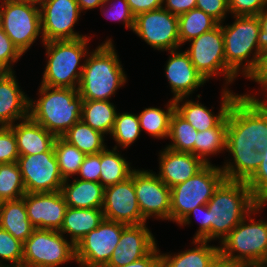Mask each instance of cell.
Segmentation results:
<instances>
[{
    "mask_svg": "<svg viewBox=\"0 0 267 267\" xmlns=\"http://www.w3.org/2000/svg\"><path fill=\"white\" fill-rule=\"evenodd\" d=\"M102 211L104 219L126 225H139L147 222L139 209L131 176L122 182L104 188Z\"/></svg>",
    "mask_w": 267,
    "mask_h": 267,
    "instance_id": "17",
    "label": "cell"
},
{
    "mask_svg": "<svg viewBox=\"0 0 267 267\" xmlns=\"http://www.w3.org/2000/svg\"><path fill=\"white\" fill-rule=\"evenodd\" d=\"M197 0H163L162 7L171 14L181 15L196 8Z\"/></svg>",
    "mask_w": 267,
    "mask_h": 267,
    "instance_id": "49",
    "label": "cell"
},
{
    "mask_svg": "<svg viewBox=\"0 0 267 267\" xmlns=\"http://www.w3.org/2000/svg\"><path fill=\"white\" fill-rule=\"evenodd\" d=\"M267 204V198L266 199H262L260 201L257 202V206L259 207V209L262 211V209L264 208V206Z\"/></svg>",
    "mask_w": 267,
    "mask_h": 267,
    "instance_id": "55",
    "label": "cell"
},
{
    "mask_svg": "<svg viewBox=\"0 0 267 267\" xmlns=\"http://www.w3.org/2000/svg\"><path fill=\"white\" fill-rule=\"evenodd\" d=\"M53 148L62 178L77 175L86 155L62 137H56Z\"/></svg>",
    "mask_w": 267,
    "mask_h": 267,
    "instance_id": "36",
    "label": "cell"
},
{
    "mask_svg": "<svg viewBox=\"0 0 267 267\" xmlns=\"http://www.w3.org/2000/svg\"><path fill=\"white\" fill-rule=\"evenodd\" d=\"M157 176L169 188L187 181L206 164L192 153L175 152L165 147L159 153Z\"/></svg>",
    "mask_w": 267,
    "mask_h": 267,
    "instance_id": "23",
    "label": "cell"
},
{
    "mask_svg": "<svg viewBox=\"0 0 267 267\" xmlns=\"http://www.w3.org/2000/svg\"><path fill=\"white\" fill-rule=\"evenodd\" d=\"M168 52L170 57L165 66V76L171 87L172 100L189 98L193 91L204 86L207 81L195 69L186 51L175 49Z\"/></svg>",
    "mask_w": 267,
    "mask_h": 267,
    "instance_id": "20",
    "label": "cell"
},
{
    "mask_svg": "<svg viewBox=\"0 0 267 267\" xmlns=\"http://www.w3.org/2000/svg\"><path fill=\"white\" fill-rule=\"evenodd\" d=\"M40 11L42 43L87 37L73 30L81 14L76 0H47Z\"/></svg>",
    "mask_w": 267,
    "mask_h": 267,
    "instance_id": "16",
    "label": "cell"
},
{
    "mask_svg": "<svg viewBox=\"0 0 267 267\" xmlns=\"http://www.w3.org/2000/svg\"><path fill=\"white\" fill-rule=\"evenodd\" d=\"M258 18L261 30L262 49H267V6L258 15Z\"/></svg>",
    "mask_w": 267,
    "mask_h": 267,
    "instance_id": "52",
    "label": "cell"
},
{
    "mask_svg": "<svg viewBox=\"0 0 267 267\" xmlns=\"http://www.w3.org/2000/svg\"><path fill=\"white\" fill-rule=\"evenodd\" d=\"M61 232L52 229H34L23 243L22 264L31 267H59L76 261L75 245Z\"/></svg>",
    "mask_w": 267,
    "mask_h": 267,
    "instance_id": "10",
    "label": "cell"
},
{
    "mask_svg": "<svg viewBox=\"0 0 267 267\" xmlns=\"http://www.w3.org/2000/svg\"><path fill=\"white\" fill-rule=\"evenodd\" d=\"M132 31L158 51L181 47L178 16L163 7L136 15Z\"/></svg>",
    "mask_w": 267,
    "mask_h": 267,
    "instance_id": "13",
    "label": "cell"
},
{
    "mask_svg": "<svg viewBox=\"0 0 267 267\" xmlns=\"http://www.w3.org/2000/svg\"><path fill=\"white\" fill-rule=\"evenodd\" d=\"M20 154L10 126H0V164L17 162Z\"/></svg>",
    "mask_w": 267,
    "mask_h": 267,
    "instance_id": "42",
    "label": "cell"
},
{
    "mask_svg": "<svg viewBox=\"0 0 267 267\" xmlns=\"http://www.w3.org/2000/svg\"><path fill=\"white\" fill-rule=\"evenodd\" d=\"M263 158L256 173L246 182L254 199L258 202L267 198V146L261 152Z\"/></svg>",
    "mask_w": 267,
    "mask_h": 267,
    "instance_id": "43",
    "label": "cell"
},
{
    "mask_svg": "<svg viewBox=\"0 0 267 267\" xmlns=\"http://www.w3.org/2000/svg\"><path fill=\"white\" fill-rule=\"evenodd\" d=\"M259 211V207L256 206L221 240L220 255L240 266H255L267 261V221L263 219L256 221L252 217V214L259 213Z\"/></svg>",
    "mask_w": 267,
    "mask_h": 267,
    "instance_id": "7",
    "label": "cell"
},
{
    "mask_svg": "<svg viewBox=\"0 0 267 267\" xmlns=\"http://www.w3.org/2000/svg\"><path fill=\"white\" fill-rule=\"evenodd\" d=\"M13 129L20 155H33L50 151L56 136L30 117L10 125Z\"/></svg>",
    "mask_w": 267,
    "mask_h": 267,
    "instance_id": "24",
    "label": "cell"
},
{
    "mask_svg": "<svg viewBox=\"0 0 267 267\" xmlns=\"http://www.w3.org/2000/svg\"><path fill=\"white\" fill-rule=\"evenodd\" d=\"M194 248L177 254H161V267H208L219 254V246H211L208 241L192 240Z\"/></svg>",
    "mask_w": 267,
    "mask_h": 267,
    "instance_id": "28",
    "label": "cell"
},
{
    "mask_svg": "<svg viewBox=\"0 0 267 267\" xmlns=\"http://www.w3.org/2000/svg\"><path fill=\"white\" fill-rule=\"evenodd\" d=\"M104 42L83 60L84 68L78 86V93L83 100L109 101L126 84L127 76L112 39Z\"/></svg>",
    "mask_w": 267,
    "mask_h": 267,
    "instance_id": "2",
    "label": "cell"
},
{
    "mask_svg": "<svg viewBox=\"0 0 267 267\" xmlns=\"http://www.w3.org/2000/svg\"><path fill=\"white\" fill-rule=\"evenodd\" d=\"M0 228L24 243L35 229L28 219L24 198L3 201L0 210Z\"/></svg>",
    "mask_w": 267,
    "mask_h": 267,
    "instance_id": "27",
    "label": "cell"
},
{
    "mask_svg": "<svg viewBox=\"0 0 267 267\" xmlns=\"http://www.w3.org/2000/svg\"><path fill=\"white\" fill-rule=\"evenodd\" d=\"M26 193L17 162L0 164V200L21 199Z\"/></svg>",
    "mask_w": 267,
    "mask_h": 267,
    "instance_id": "37",
    "label": "cell"
},
{
    "mask_svg": "<svg viewBox=\"0 0 267 267\" xmlns=\"http://www.w3.org/2000/svg\"><path fill=\"white\" fill-rule=\"evenodd\" d=\"M196 8L209 14L219 23L225 21L229 14L228 0H197Z\"/></svg>",
    "mask_w": 267,
    "mask_h": 267,
    "instance_id": "47",
    "label": "cell"
},
{
    "mask_svg": "<svg viewBox=\"0 0 267 267\" xmlns=\"http://www.w3.org/2000/svg\"><path fill=\"white\" fill-rule=\"evenodd\" d=\"M39 99H29V117L56 137L81 120L83 99L78 89L39 86Z\"/></svg>",
    "mask_w": 267,
    "mask_h": 267,
    "instance_id": "4",
    "label": "cell"
},
{
    "mask_svg": "<svg viewBox=\"0 0 267 267\" xmlns=\"http://www.w3.org/2000/svg\"><path fill=\"white\" fill-rule=\"evenodd\" d=\"M227 115L214 127L205 131H198L194 143V155L205 164H211L206 157L226 150L227 142Z\"/></svg>",
    "mask_w": 267,
    "mask_h": 267,
    "instance_id": "30",
    "label": "cell"
},
{
    "mask_svg": "<svg viewBox=\"0 0 267 267\" xmlns=\"http://www.w3.org/2000/svg\"><path fill=\"white\" fill-rule=\"evenodd\" d=\"M219 22L197 8L178 16L180 45L216 28Z\"/></svg>",
    "mask_w": 267,
    "mask_h": 267,
    "instance_id": "33",
    "label": "cell"
},
{
    "mask_svg": "<svg viewBox=\"0 0 267 267\" xmlns=\"http://www.w3.org/2000/svg\"><path fill=\"white\" fill-rule=\"evenodd\" d=\"M127 3L132 13L136 16L143 12L161 8L163 0H127Z\"/></svg>",
    "mask_w": 267,
    "mask_h": 267,
    "instance_id": "50",
    "label": "cell"
},
{
    "mask_svg": "<svg viewBox=\"0 0 267 267\" xmlns=\"http://www.w3.org/2000/svg\"><path fill=\"white\" fill-rule=\"evenodd\" d=\"M254 267H267V261L256 264Z\"/></svg>",
    "mask_w": 267,
    "mask_h": 267,
    "instance_id": "58",
    "label": "cell"
},
{
    "mask_svg": "<svg viewBox=\"0 0 267 267\" xmlns=\"http://www.w3.org/2000/svg\"><path fill=\"white\" fill-rule=\"evenodd\" d=\"M233 16L259 15L267 6V0H228Z\"/></svg>",
    "mask_w": 267,
    "mask_h": 267,
    "instance_id": "45",
    "label": "cell"
},
{
    "mask_svg": "<svg viewBox=\"0 0 267 267\" xmlns=\"http://www.w3.org/2000/svg\"><path fill=\"white\" fill-rule=\"evenodd\" d=\"M5 267H31V266H27L24 264H19V265H10V263L8 265H6Z\"/></svg>",
    "mask_w": 267,
    "mask_h": 267,
    "instance_id": "57",
    "label": "cell"
},
{
    "mask_svg": "<svg viewBox=\"0 0 267 267\" xmlns=\"http://www.w3.org/2000/svg\"><path fill=\"white\" fill-rule=\"evenodd\" d=\"M100 174L101 152L97 154L86 155L77 175L81 177V180L100 183Z\"/></svg>",
    "mask_w": 267,
    "mask_h": 267,
    "instance_id": "46",
    "label": "cell"
},
{
    "mask_svg": "<svg viewBox=\"0 0 267 267\" xmlns=\"http://www.w3.org/2000/svg\"><path fill=\"white\" fill-rule=\"evenodd\" d=\"M80 11L90 10L103 5L105 0H76Z\"/></svg>",
    "mask_w": 267,
    "mask_h": 267,
    "instance_id": "54",
    "label": "cell"
},
{
    "mask_svg": "<svg viewBox=\"0 0 267 267\" xmlns=\"http://www.w3.org/2000/svg\"><path fill=\"white\" fill-rule=\"evenodd\" d=\"M156 246L155 237L146 223L127 225L122 230L119 244L105 267H122L130 264L148 255Z\"/></svg>",
    "mask_w": 267,
    "mask_h": 267,
    "instance_id": "19",
    "label": "cell"
},
{
    "mask_svg": "<svg viewBox=\"0 0 267 267\" xmlns=\"http://www.w3.org/2000/svg\"><path fill=\"white\" fill-rule=\"evenodd\" d=\"M208 267H240V265L231 259L225 258L218 254L208 265Z\"/></svg>",
    "mask_w": 267,
    "mask_h": 267,
    "instance_id": "53",
    "label": "cell"
},
{
    "mask_svg": "<svg viewBox=\"0 0 267 267\" xmlns=\"http://www.w3.org/2000/svg\"><path fill=\"white\" fill-rule=\"evenodd\" d=\"M13 72H0V126L29 117V97L20 89Z\"/></svg>",
    "mask_w": 267,
    "mask_h": 267,
    "instance_id": "22",
    "label": "cell"
},
{
    "mask_svg": "<svg viewBox=\"0 0 267 267\" xmlns=\"http://www.w3.org/2000/svg\"><path fill=\"white\" fill-rule=\"evenodd\" d=\"M188 42H191L190 47L185 51L195 69L206 81L223 74L227 88L226 85L236 80L237 77L226 66L224 38L220 24Z\"/></svg>",
    "mask_w": 267,
    "mask_h": 267,
    "instance_id": "11",
    "label": "cell"
},
{
    "mask_svg": "<svg viewBox=\"0 0 267 267\" xmlns=\"http://www.w3.org/2000/svg\"><path fill=\"white\" fill-rule=\"evenodd\" d=\"M110 2L112 3L111 5L109 4ZM107 3L109 5V8L105 10L106 8L104 7H108ZM100 8L103 12L104 17H107L112 21L114 20L123 22L125 28L133 30L135 15L132 13L127 3V0H114V3L113 0H105V2L103 3V5L100 6Z\"/></svg>",
    "mask_w": 267,
    "mask_h": 267,
    "instance_id": "40",
    "label": "cell"
},
{
    "mask_svg": "<svg viewBox=\"0 0 267 267\" xmlns=\"http://www.w3.org/2000/svg\"><path fill=\"white\" fill-rule=\"evenodd\" d=\"M24 1H27L29 3H33V4H36V5H39L41 6L44 2H46L47 0H24Z\"/></svg>",
    "mask_w": 267,
    "mask_h": 267,
    "instance_id": "56",
    "label": "cell"
},
{
    "mask_svg": "<svg viewBox=\"0 0 267 267\" xmlns=\"http://www.w3.org/2000/svg\"><path fill=\"white\" fill-rule=\"evenodd\" d=\"M256 206L246 182L225 179L207 203L209 242H221Z\"/></svg>",
    "mask_w": 267,
    "mask_h": 267,
    "instance_id": "3",
    "label": "cell"
},
{
    "mask_svg": "<svg viewBox=\"0 0 267 267\" xmlns=\"http://www.w3.org/2000/svg\"><path fill=\"white\" fill-rule=\"evenodd\" d=\"M224 180L221 167L206 164L193 177L170 188V221L179 224L192 209L207 204Z\"/></svg>",
    "mask_w": 267,
    "mask_h": 267,
    "instance_id": "8",
    "label": "cell"
},
{
    "mask_svg": "<svg viewBox=\"0 0 267 267\" xmlns=\"http://www.w3.org/2000/svg\"><path fill=\"white\" fill-rule=\"evenodd\" d=\"M248 79L257 82L263 91H267V49L262 50L258 65Z\"/></svg>",
    "mask_w": 267,
    "mask_h": 267,
    "instance_id": "48",
    "label": "cell"
},
{
    "mask_svg": "<svg viewBox=\"0 0 267 267\" xmlns=\"http://www.w3.org/2000/svg\"><path fill=\"white\" fill-rule=\"evenodd\" d=\"M167 110L156 107L144 108L138 115L141 132H147L156 139L168 138L170 118L175 111L174 100L170 99L167 103Z\"/></svg>",
    "mask_w": 267,
    "mask_h": 267,
    "instance_id": "34",
    "label": "cell"
},
{
    "mask_svg": "<svg viewBox=\"0 0 267 267\" xmlns=\"http://www.w3.org/2000/svg\"><path fill=\"white\" fill-rule=\"evenodd\" d=\"M0 27L24 54L41 35L40 6L24 0H0Z\"/></svg>",
    "mask_w": 267,
    "mask_h": 267,
    "instance_id": "9",
    "label": "cell"
},
{
    "mask_svg": "<svg viewBox=\"0 0 267 267\" xmlns=\"http://www.w3.org/2000/svg\"><path fill=\"white\" fill-rule=\"evenodd\" d=\"M197 133L198 131L188 121L174 111L170 118L168 135L172 143L166 147L175 152L192 153L194 155Z\"/></svg>",
    "mask_w": 267,
    "mask_h": 267,
    "instance_id": "35",
    "label": "cell"
},
{
    "mask_svg": "<svg viewBox=\"0 0 267 267\" xmlns=\"http://www.w3.org/2000/svg\"><path fill=\"white\" fill-rule=\"evenodd\" d=\"M89 40L90 37L87 36L76 40L44 42L48 60L41 84L78 89L84 68V62H80L89 53Z\"/></svg>",
    "mask_w": 267,
    "mask_h": 267,
    "instance_id": "6",
    "label": "cell"
},
{
    "mask_svg": "<svg viewBox=\"0 0 267 267\" xmlns=\"http://www.w3.org/2000/svg\"><path fill=\"white\" fill-rule=\"evenodd\" d=\"M141 128L137 114L117 113L113 130L110 134L119 148H128L140 136Z\"/></svg>",
    "mask_w": 267,
    "mask_h": 267,
    "instance_id": "38",
    "label": "cell"
},
{
    "mask_svg": "<svg viewBox=\"0 0 267 267\" xmlns=\"http://www.w3.org/2000/svg\"><path fill=\"white\" fill-rule=\"evenodd\" d=\"M117 150L115 145L111 150L106 147L101 151L100 184L104 188L126 180L134 170Z\"/></svg>",
    "mask_w": 267,
    "mask_h": 267,
    "instance_id": "31",
    "label": "cell"
},
{
    "mask_svg": "<svg viewBox=\"0 0 267 267\" xmlns=\"http://www.w3.org/2000/svg\"><path fill=\"white\" fill-rule=\"evenodd\" d=\"M26 193L55 192L62 188V178L54 148L48 152L20 155L17 160Z\"/></svg>",
    "mask_w": 267,
    "mask_h": 267,
    "instance_id": "14",
    "label": "cell"
},
{
    "mask_svg": "<svg viewBox=\"0 0 267 267\" xmlns=\"http://www.w3.org/2000/svg\"><path fill=\"white\" fill-rule=\"evenodd\" d=\"M0 267L22 264L23 243L13 237L8 231L0 228Z\"/></svg>",
    "mask_w": 267,
    "mask_h": 267,
    "instance_id": "39",
    "label": "cell"
},
{
    "mask_svg": "<svg viewBox=\"0 0 267 267\" xmlns=\"http://www.w3.org/2000/svg\"><path fill=\"white\" fill-rule=\"evenodd\" d=\"M22 56L23 54L0 27V72H13V63L17 62Z\"/></svg>",
    "mask_w": 267,
    "mask_h": 267,
    "instance_id": "41",
    "label": "cell"
},
{
    "mask_svg": "<svg viewBox=\"0 0 267 267\" xmlns=\"http://www.w3.org/2000/svg\"><path fill=\"white\" fill-rule=\"evenodd\" d=\"M152 170L135 169L131 173L142 217L170 220L171 189Z\"/></svg>",
    "mask_w": 267,
    "mask_h": 267,
    "instance_id": "15",
    "label": "cell"
},
{
    "mask_svg": "<svg viewBox=\"0 0 267 267\" xmlns=\"http://www.w3.org/2000/svg\"><path fill=\"white\" fill-rule=\"evenodd\" d=\"M192 215H194V218L198 219V221L200 222L199 229L193 236V240H204L209 242V222L207 204L200 205L192 209L178 225H189L192 222Z\"/></svg>",
    "mask_w": 267,
    "mask_h": 267,
    "instance_id": "44",
    "label": "cell"
},
{
    "mask_svg": "<svg viewBox=\"0 0 267 267\" xmlns=\"http://www.w3.org/2000/svg\"><path fill=\"white\" fill-rule=\"evenodd\" d=\"M28 219L35 229L60 230L67 204L61 192L25 193Z\"/></svg>",
    "mask_w": 267,
    "mask_h": 267,
    "instance_id": "18",
    "label": "cell"
},
{
    "mask_svg": "<svg viewBox=\"0 0 267 267\" xmlns=\"http://www.w3.org/2000/svg\"><path fill=\"white\" fill-rule=\"evenodd\" d=\"M102 208H71L67 207L64 221L59 232L66 236L69 234L70 241L76 245L87 233L96 229L103 221Z\"/></svg>",
    "mask_w": 267,
    "mask_h": 267,
    "instance_id": "26",
    "label": "cell"
},
{
    "mask_svg": "<svg viewBox=\"0 0 267 267\" xmlns=\"http://www.w3.org/2000/svg\"><path fill=\"white\" fill-rule=\"evenodd\" d=\"M233 18V24L219 23L224 38L226 66L236 77L240 73L249 78L256 69L263 50L259 18L258 15Z\"/></svg>",
    "mask_w": 267,
    "mask_h": 267,
    "instance_id": "5",
    "label": "cell"
},
{
    "mask_svg": "<svg viewBox=\"0 0 267 267\" xmlns=\"http://www.w3.org/2000/svg\"><path fill=\"white\" fill-rule=\"evenodd\" d=\"M227 121L226 151L233 161L220 167L225 179L247 182L259 168L261 152L267 146V98L239 94L228 110Z\"/></svg>",
    "mask_w": 267,
    "mask_h": 267,
    "instance_id": "1",
    "label": "cell"
},
{
    "mask_svg": "<svg viewBox=\"0 0 267 267\" xmlns=\"http://www.w3.org/2000/svg\"><path fill=\"white\" fill-rule=\"evenodd\" d=\"M126 226L121 222L103 219L96 229L87 233L75 245L76 263L80 267H105Z\"/></svg>",
    "mask_w": 267,
    "mask_h": 267,
    "instance_id": "12",
    "label": "cell"
},
{
    "mask_svg": "<svg viewBox=\"0 0 267 267\" xmlns=\"http://www.w3.org/2000/svg\"><path fill=\"white\" fill-rule=\"evenodd\" d=\"M122 267H161V253L156 246L145 257Z\"/></svg>",
    "mask_w": 267,
    "mask_h": 267,
    "instance_id": "51",
    "label": "cell"
},
{
    "mask_svg": "<svg viewBox=\"0 0 267 267\" xmlns=\"http://www.w3.org/2000/svg\"><path fill=\"white\" fill-rule=\"evenodd\" d=\"M62 138L85 155L100 153L107 147L104 143L105 136L82 120L76 122Z\"/></svg>",
    "mask_w": 267,
    "mask_h": 267,
    "instance_id": "32",
    "label": "cell"
},
{
    "mask_svg": "<svg viewBox=\"0 0 267 267\" xmlns=\"http://www.w3.org/2000/svg\"><path fill=\"white\" fill-rule=\"evenodd\" d=\"M116 115V106L110 101L83 100L81 120L103 135L111 134Z\"/></svg>",
    "mask_w": 267,
    "mask_h": 267,
    "instance_id": "29",
    "label": "cell"
},
{
    "mask_svg": "<svg viewBox=\"0 0 267 267\" xmlns=\"http://www.w3.org/2000/svg\"><path fill=\"white\" fill-rule=\"evenodd\" d=\"M64 180L61 192L68 207L102 208L104 187L99 182L85 181L80 178Z\"/></svg>",
    "mask_w": 267,
    "mask_h": 267,
    "instance_id": "25",
    "label": "cell"
},
{
    "mask_svg": "<svg viewBox=\"0 0 267 267\" xmlns=\"http://www.w3.org/2000/svg\"><path fill=\"white\" fill-rule=\"evenodd\" d=\"M231 91L229 88H223L218 114L212 112V109L207 108L204 104L199 103L198 100L196 102L192 99L188 100L186 97L174 101L175 111L197 131L201 132L214 128L227 115L231 104L238 96V93L235 94Z\"/></svg>",
    "mask_w": 267,
    "mask_h": 267,
    "instance_id": "21",
    "label": "cell"
}]
</instances>
